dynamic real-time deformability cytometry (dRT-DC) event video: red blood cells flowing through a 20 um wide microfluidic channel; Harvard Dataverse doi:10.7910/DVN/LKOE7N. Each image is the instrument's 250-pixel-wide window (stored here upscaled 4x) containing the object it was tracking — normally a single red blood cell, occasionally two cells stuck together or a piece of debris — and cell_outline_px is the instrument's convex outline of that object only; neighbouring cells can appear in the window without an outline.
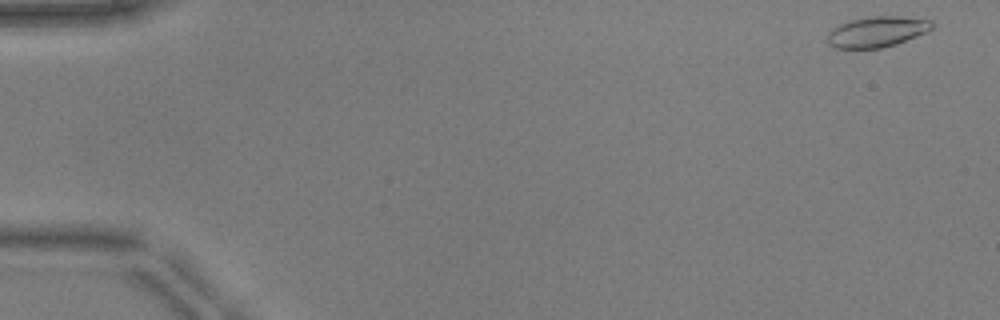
{"species": "common noctule bat (a hibernating species)", "species_latin": "Nyctalus noctula", "temperature_condition": "warm", "stored_images_in_passage": 50, "camera_frame_rate_fps": 3000, "um_per_image_px": 0.085, "animal": {"sex": "male", "body_mass_g": 17.9, "forearm_length_mm": 54.2}, "frame": {"image": 1, "passage_image": 1, "time_ms": 0.0, "image_size_px": [1000, 320], "cell_outline_px": [[932, 28], [928, 32], [896, 44], [880, 48], [832, 48], [828, 44], [828, 32], [832, 28], [840, 24], [852, 20], [872, 16], [900, 16], [932, 20]], "centroid_in_image_um": [74.54, 2.7], "position_along_channel_um": 10.5, "area_um2": 18.67}}
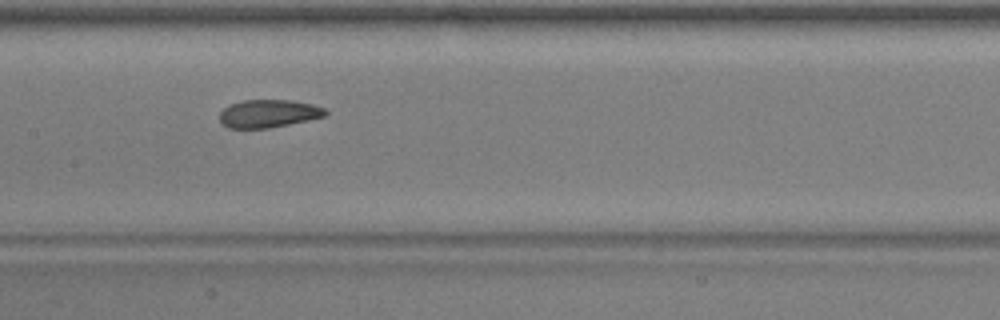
{"frame": {"image": 2, "passage_image": 25, "time_ms": 8.0, "image_size_px": [1000, 320], "cell_outline_px": [[328, 112], [324, 116], [288, 124], [268, 128], [228, 128], [220, 120], [220, 112], [224, 108], [232, 104], [244, 100], [288, 100], [312, 104], [324, 108]], "centroid_in_image_um": [22.81, 9.65], "position_along_channel_um": 184.6, "area_um2": 16.88}}
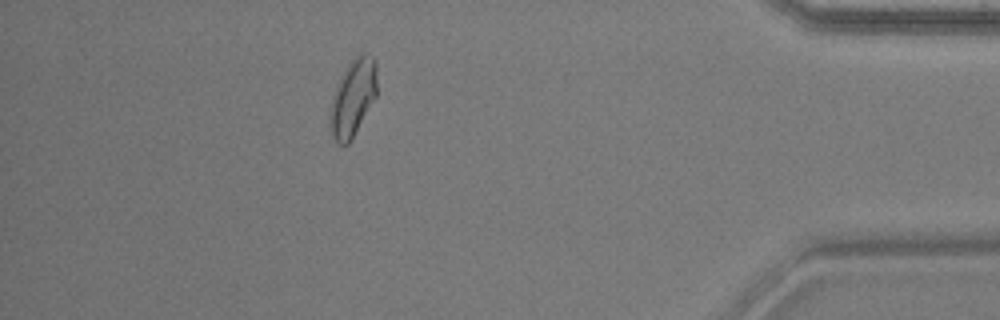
{"frame": {"image": 3, "passage_image": 45, "time_ms": 14.667, "image_size_px": [1000, 320], "cell_outline_px": [[376, 96], [348, 144], [340, 144], [332, 136], [328, 124], [328, 112], [332, 96], [336, 84], [340, 76], [348, 64], [356, 56], [364, 52], [368, 52], [376, 60]], "centroid_in_image_um": [29.96, 8.28], "position_along_channel_um": 405.2, "area_um2": 21.15}, "authors_computed_cell_mechanics": {"area_um2": 18.4671, "velocity_mm_per_s": 3.9337, "shape_relaxation_time_tau1_ms": 4.1802, "shape_relaxation_time_tau2_ms": 1.6303, "deformation_change_tau1": 0.1418, "deformation_change_tau2": 0.079}}